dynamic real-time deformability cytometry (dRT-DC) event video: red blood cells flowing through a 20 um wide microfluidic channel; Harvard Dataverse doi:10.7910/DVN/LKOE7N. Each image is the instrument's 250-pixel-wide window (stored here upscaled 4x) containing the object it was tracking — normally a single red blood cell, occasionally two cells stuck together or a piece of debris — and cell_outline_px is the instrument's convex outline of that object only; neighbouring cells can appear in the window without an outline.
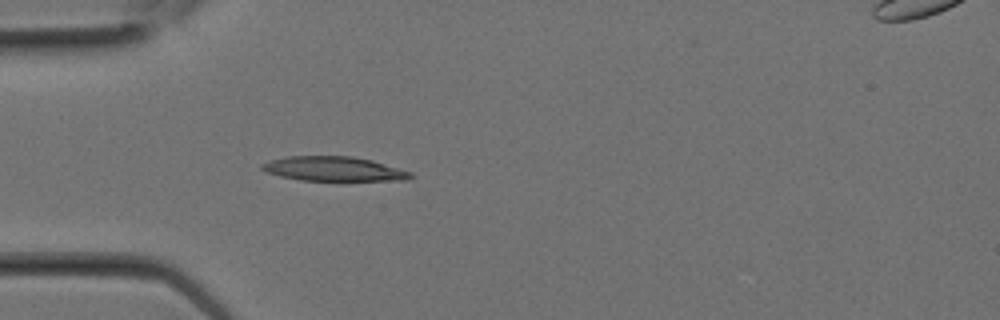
{"species": "Egyptian fruit bat (a non-hibernating species)", "species_latin": "Rousettus aegyptiacus", "temperature_condition": "room temperature", "stored_images_in_passage": 4, "camera_frame_rate_fps": 3000, "um_per_image_px": 0.085, "animal": {"sex": "female"}, "frame": {"image": 1, "passage_image": 3, "time_ms": 0.667, "image_size_px": [1000, 320], "cell_outline_px": [[412, 176], [408, 180], [300, 180], [280, 176], [264, 172], [260, 168], [260, 164], [268, 160], [288, 156], [352, 156], [372, 160], [412, 172]], "centroid_in_image_um": [28.31, 14.34], "position_along_channel_um": 56.7, "area_um2": 21.21}}